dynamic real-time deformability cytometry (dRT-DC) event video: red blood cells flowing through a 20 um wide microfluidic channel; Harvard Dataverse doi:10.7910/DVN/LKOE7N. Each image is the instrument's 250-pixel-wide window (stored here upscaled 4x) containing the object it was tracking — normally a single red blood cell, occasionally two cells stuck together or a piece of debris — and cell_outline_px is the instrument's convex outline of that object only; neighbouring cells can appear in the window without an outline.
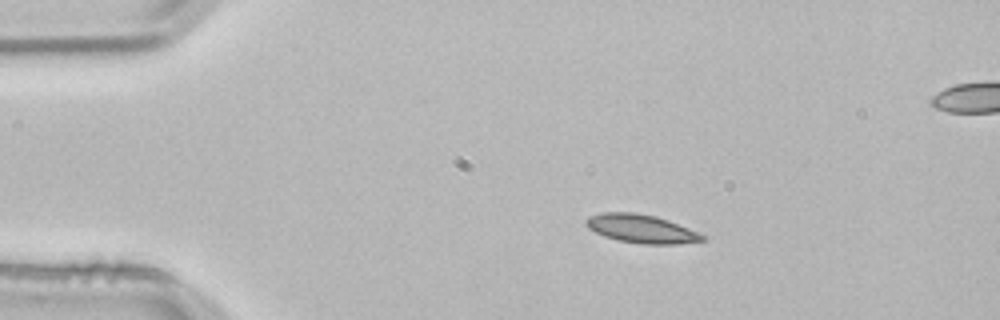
{"species": "common noctule bat (a hibernating species)", "species_latin": "Nyctalus noctula", "temperature_condition": "room temperature", "stored_images_in_passage": 3, "camera_frame_rate_fps": 3000, "um_per_image_px": 0.085, "animal": {"sex": "male", "body_mass_g": 21.5, "forearm_length_mm": 52.0}, "frame": {"image": 1, "passage_image": 1, "time_ms": 0.0, "image_size_px": [1000, 320], "cell_outline_px": [[708, 236], [704, 240], [680, 244], [644, 244], [616, 240], [604, 236], [588, 228], [584, 224], [584, 220], [588, 216], [604, 212], [636, 212], [656, 216], [668, 220]], "centroid_in_image_um": [54.49, 19.44], "position_along_channel_um": 30.5, "area_um2": 19.48}}